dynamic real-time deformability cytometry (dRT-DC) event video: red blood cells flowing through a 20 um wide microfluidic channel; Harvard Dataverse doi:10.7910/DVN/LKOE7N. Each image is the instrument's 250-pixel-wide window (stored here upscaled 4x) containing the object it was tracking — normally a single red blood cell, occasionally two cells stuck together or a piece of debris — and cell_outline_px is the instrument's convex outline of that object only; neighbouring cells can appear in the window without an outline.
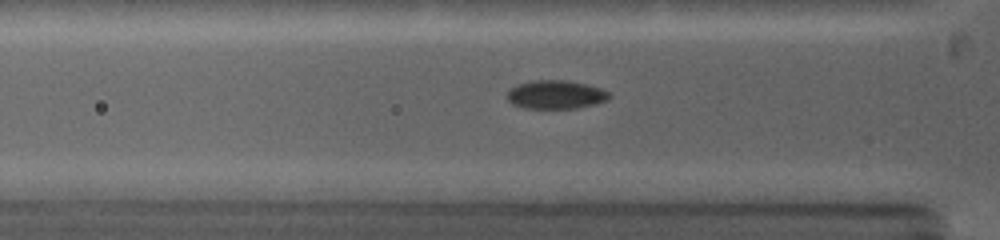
{"species": "common noctule bat (a hibernating species)", "species_latin": "Nyctalus noctula", "temperature_condition": "warm", "stored_images_in_passage": 37, "camera_frame_rate_fps": 5000, "um_per_image_px": 0.085, "animal": {"sex": "female", "body_mass_g": 19.0, "forearm_length_mm": 53.3}, "frame": {"image": 1, "passage_image": 8, "time_ms": 2.8, "image_size_px": [1000, 240], "cell_outline_px": [[612, 96], [608, 100], [596, 104], [576, 108], [524, 108], [512, 104], [508, 100], [508, 88], [516, 84], [532, 80], [568, 80], [588, 84], [600, 88], [608, 92]], "centroid_in_image_um": [47.24, 8.03], "position_along_channel_um": 78.6, "area_um2": 17.22}}
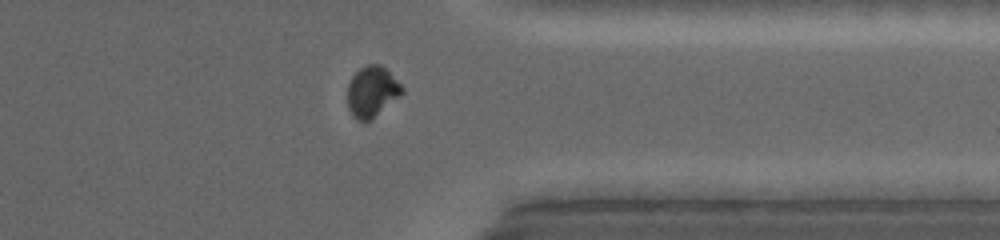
{"frame": {"image": 2, "passage_image": 26, "time_ms": 10.0, "image_size_px": [1000, 240], "cell_outline_px": [[404, 92], [400, 96], [368, 120], [356, 120], [352, 116], [348, 108], [348, 84], [352, 76], [360, 68], [368, 64], [380, 64], [404, 88]], "centroid_in_image_um": [31.59, 7.77], "position_along_channel_um": 379.8, "area_um2": 15.72}}
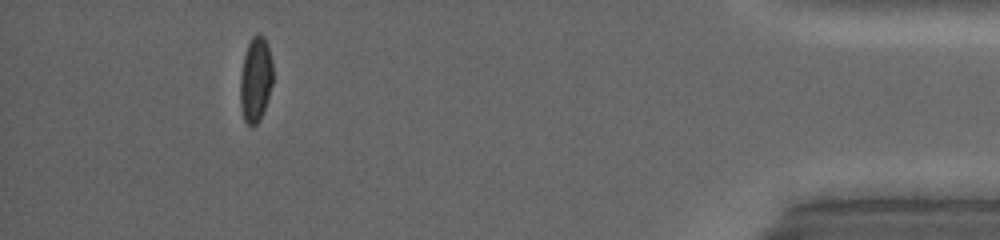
{"frame": {"image": 3, "passage_image": 32, "time_ms": 12.4, "image_size_px": [1000, 240], "cell_outline_px": [[272, 84], [260, 120], [256, 124], [248, 124], [244, 120], [240, 108], [240, 76], [244, 56], [248, 44], [252, 36], [256, 32], [260, 32], [264, 36], [268, 44], [272, 60]], "centroid_in_image_um": [21.72, 6.7], "position_along_channel_um": 413.5, "area_um2": 16.3}, "authors_computed_cell_mechanics": {"area_um2": 16.9354, "velocity_mm_per_s": 4.2287, "shape_relaxation_time_tau1_ms": 5.0162, "shape_relaxation_time_tau2_ms": null, "deformation_change_tau1": 0.1521, "deformation_change_tau2": null}}